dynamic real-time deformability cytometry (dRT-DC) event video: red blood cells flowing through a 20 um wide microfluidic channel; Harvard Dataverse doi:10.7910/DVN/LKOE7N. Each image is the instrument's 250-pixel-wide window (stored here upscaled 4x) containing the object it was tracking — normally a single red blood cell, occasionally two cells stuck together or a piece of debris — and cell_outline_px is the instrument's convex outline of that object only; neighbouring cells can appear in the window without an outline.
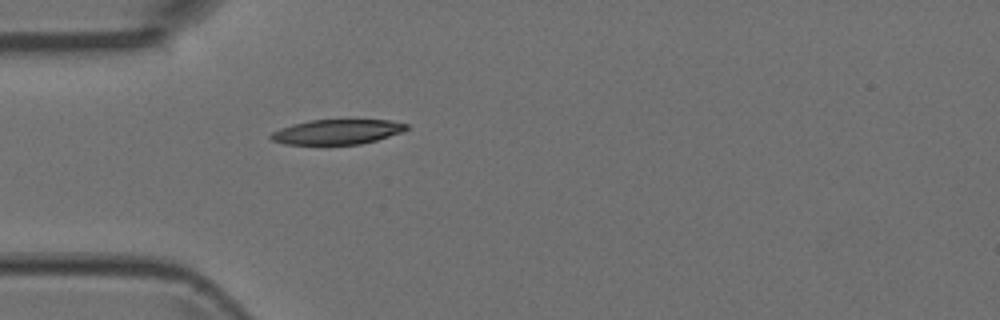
{"species": "Egyptian fruit bat (a non-hibernating species)", "species_latin": "Rousettus aegyptiacus", "temperature_condition": "room temperature", "stored_images_in_passage": 1, "camera_frame_rate_fps": 3000, "um_per_image_px": 0.085, "animal": {"sex": "female"}, "frame": {"image": 1, "passage_image": 1, "time_ms": 0.0, "image_size_px": [1000, 320], "cell_outline_px": [[408, 128], [400, 132], [376, 140], [360, 144], [284, 144], [272, 140], [268, 136], [272, 132], [280, 128], [292, 124], [308, 120], [392, 120], [408, 124]], "centroid_in_image_um": [28.62, 11.2], "position_along_channel_um": 56.4, "area_um2": 19.54}}